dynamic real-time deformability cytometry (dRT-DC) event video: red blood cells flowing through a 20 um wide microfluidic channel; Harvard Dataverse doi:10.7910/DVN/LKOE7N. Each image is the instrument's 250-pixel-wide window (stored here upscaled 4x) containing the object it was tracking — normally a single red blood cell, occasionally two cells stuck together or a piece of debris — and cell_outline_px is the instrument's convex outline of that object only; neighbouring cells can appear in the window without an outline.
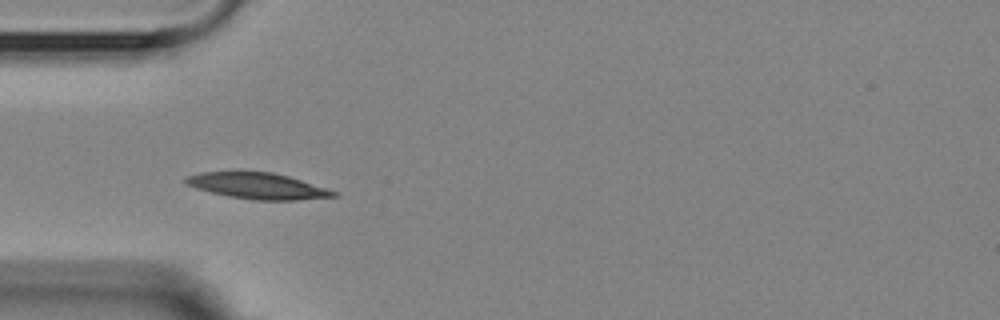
{"species": "Egyptian fruit bat (a non-hibernating species)", "species_latin": "Rousettus aegyptiacus", "temperature_condition": "room temperature", "stored_images_in_passage": 3, "camera_frame_rate_fps": 3000, "um_per_image_px": 0.085, "animal": {"sex": "female"}, "frame": {"image": 1, "passage_image": 2, "time_ms": 1.333, "image_size_px": [1000, 320], "cell_outline_px": [[340, 196], [296, 200], [252, 200], [228, 196], [196, 188], [184, 184], [184, 176], [200, 172], [240, 168], [272, 172], [288, 176], [336, 192]], "centroid_in_image_um": [21.77, 15.75], "position_along_channel_um": 63.2, "area_um2": 23.29}}
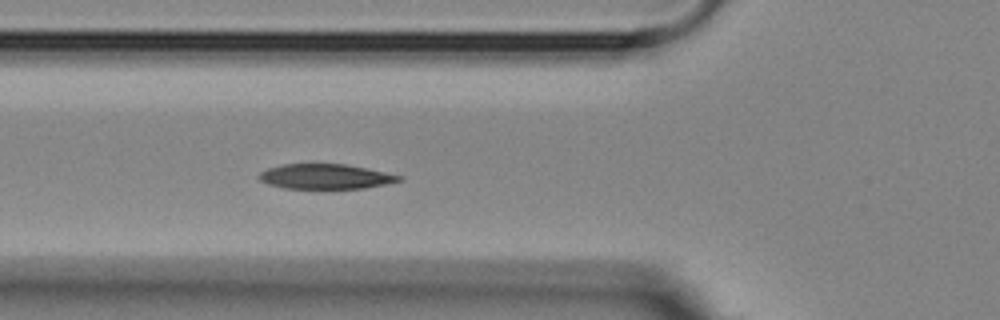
{"frame": {"image": 2, "passage_image": 3, "time_ms": 2.333, "image_size_px": [1000, 320], "cell_outline_px": [[404, 180], [364, 188], [284, 188], [268, 184], [260, 180], [256, 176], [260, 172], [268, 168], [280, 164], [312, 160], [344, 164], [368, 168], [404, 176]], "centroid_in_image_um": [27.62, 14.94], "position_along_channel_um": 98.2, "area_um2": 21.33}}